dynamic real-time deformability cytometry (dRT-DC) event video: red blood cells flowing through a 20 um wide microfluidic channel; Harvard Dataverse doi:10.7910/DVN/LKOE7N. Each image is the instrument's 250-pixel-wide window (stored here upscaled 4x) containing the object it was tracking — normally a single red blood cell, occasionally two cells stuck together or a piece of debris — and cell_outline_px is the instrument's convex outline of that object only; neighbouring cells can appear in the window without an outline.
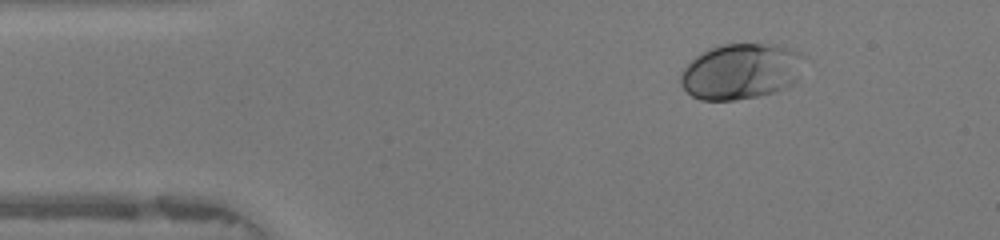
{"species": "human", "species_latin": "Homo sapiens", "temperature_condition": "warm", "stored_images_in_passage": 42, "camera_frame_rate_fps": 3000, "um_per_image_px": 0.085, "donor": {"sex": "female"}, "frame": {"image": 1, "passage_image": 1, "time_ms": 0.0, "image_size_px": [1000, 240], "cell_outline_px": [[800, 56], [796, 76], [792, 84], [776, 92], [736, 100], [700, 100], [692, 96], [680, 84], [680, 76], [684, 68], [700, 52], [708, 48], [724, 44], [776, 44], [800, 52]], "centroid_in_image_um": [62.89, 6.07], "position_along_channel_um": 22.1, "area_um2": 39.54}}
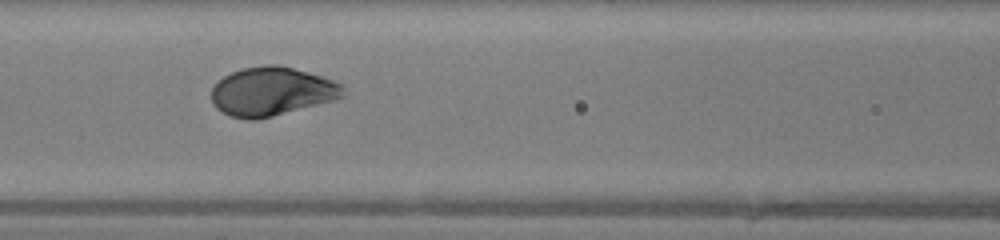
{"frame": {"image": 2, "passage_image": 14, "time_ms": 4.333, "image_size_px": [1000, 240], "cell_outline_px": [[344, 96], [332, 100], [272, 116], [256, 120], [248, 120], [232, 116], [216, 108], [212, 100], [212, 88], [224, 76], [232, 72], [244, 68], [268, 64], [276, 64], [292, 68], [320, 76], [332, 80], [340, 84]], "centroid_in_image_um": [23.06, 7.77], "position_along_channel_um": 143.5, "area_um2": 36.59}}
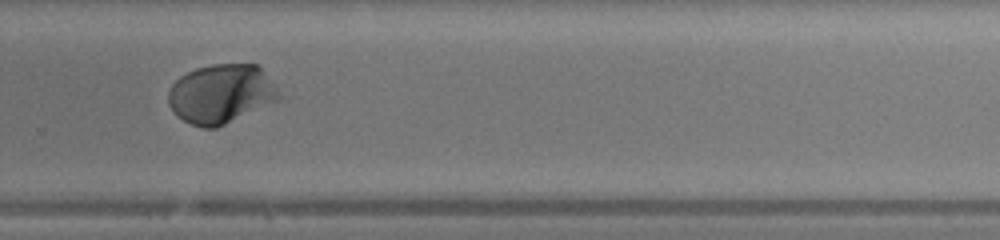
{"frame": {"image": 3, "passage_image": 26, "time_ms": 8.333, "image_size_px": [1000, 240], "cell_outline_px": [[280, 96], [276, 100], [216, 128], [204, 128], [192, 124], [176, 116], [168, 104], [168, 92], [172, 84], [180, 76], [196, 68], [212, 64], [256, 64], [260, 68], [272, 84]], "centroid_in_image_um": [18.71, 7.97], "position_along_channel_um": 311.1, "area_um2": 37.34}, "authors_computed_cell_mechanics": {"area_um2": 36.7897, "velocity_mm_per_s": 4.2062, "shape_relaxation_time_tau1_ms": 2.727, "shape_relaxation_time_tau2_ms": null, "deformation_change_tau1": 0.1985, "deformation_change_tau2": null}}